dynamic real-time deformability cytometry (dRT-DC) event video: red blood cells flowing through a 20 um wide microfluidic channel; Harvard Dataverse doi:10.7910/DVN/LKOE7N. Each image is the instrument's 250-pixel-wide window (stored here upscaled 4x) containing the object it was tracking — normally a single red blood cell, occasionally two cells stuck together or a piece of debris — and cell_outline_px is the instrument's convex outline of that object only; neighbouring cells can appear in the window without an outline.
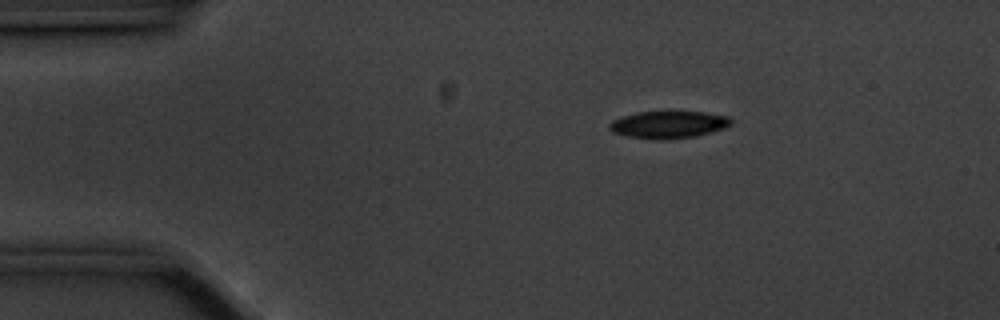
{"species": "common noctule bat (a hibernating species)", "species_latin": "Nyctalus noctula", "temperature_condition": "cold", "stored_images_in_passage": 48, "camera_frame_rate_fps": 3000, "um_per_image_px": 0.085, "animal": {"sex": "male", "body_mass_g": 20.1, "forearm_length_mm": 53.5}, "frame": {"image": 1, "passage_image": 1, "time_ms": 0.0, "image_size_px": [1000, 320], "cell_outline_px": [[732, 124], [724, 128], [696, 136], [664, 140], [628, 136], [612, 132], [608, 128], [608, 124], [612, 120], [636, 112], [704, 112], [728, 116], [732, 120]], "centroid_in_image_um": [56.82, 10.59], "position_along_channel_um": 28.2, "area_um2": 19.19}}
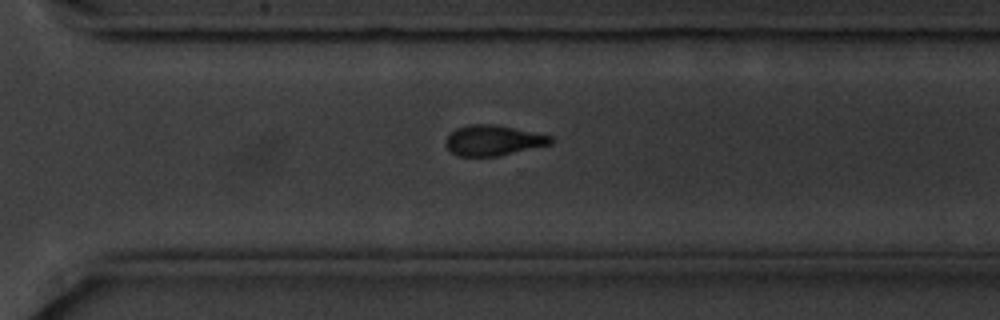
{"frame": {"image": 2, "passage_image": 31, "time_ms": 10.0, "image_size_px": [1000, 320], "cell_outline_px": [[552, 144], [496, 156], [456, 156], [444, 144], [444, 140], [456, 128], [468, 124], [496, 124], [552, 136]], "centroid_in_image_um": [41.89, 11.92], "position_along_channel_um": 328.7, "area_um2": 18.55}}
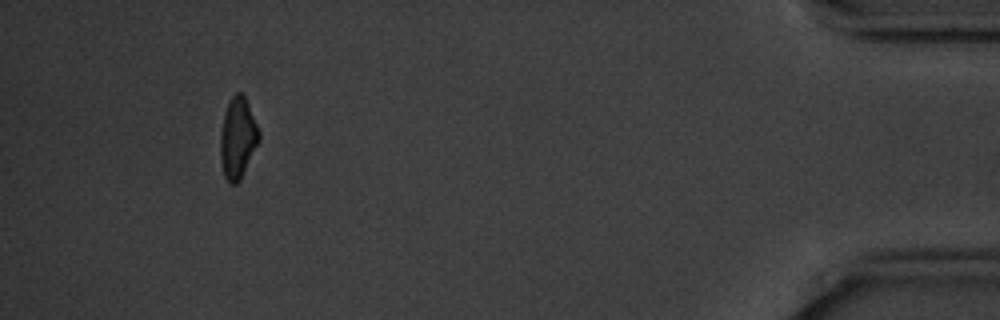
{"frame": {"image": 3, "passage_image": 44, "time_ms": 14.333, "image_size_px": [1000, 320], "cell_outline_px": [[260, 140], [240, 180], [236, 184], [228, 184], [224, 176], [220, 160], [220, 132], [224, 112], [228, 100], [236, 92], [240, 92], [244, 96], [248, 104], [260, 132]], "centroid_in_image_um": [20.19, 11.74], "position_along_channel_um": 415.0, "area_um2": 18.44}, "authors_computed_cell_mechanics": {"area_um2": 19.3052, "velocity_mm_per_s": 3.5221, "shape_relaxation_time_tau1_ms": 2.8689, "shape_relaxation_time_tau2_ms": 7.1826, "deformation_change_tau1": 0.1315, "deformation_change_tau2": 0.1445}}